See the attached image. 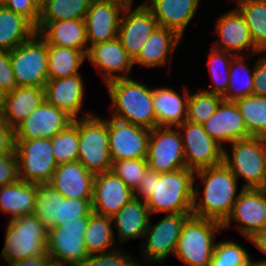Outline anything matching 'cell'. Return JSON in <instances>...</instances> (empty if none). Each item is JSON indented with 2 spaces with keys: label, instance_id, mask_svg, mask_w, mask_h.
Masks as SVG:
<instances>
[{
  "label": "cell",
  "instance_id": "obj_39",
  "mask_svg": "<svg viewBox=\"0 0 266 266\" xmlns=\"http://www.w3.org/2000/svg\"><path fill=\"white\" fill-rule=\"evenodd\" d=\"M92 0H47L40 9L38 23L85 19Z\"/></svg>",
  "mask_w": 266,
  "mask_h": 266
},
{
  "label": "cell",
  "instance_id": "obj_42",
  "mask_svg": "<svg viewBox=\"0 0 266 266\" xmlns=\"http://www.w3.org/2000/svg\"><path fill=\"white\" fill-rule=\"evenodd\" d=\"M222 100L221 96L203 90L195 94H189L186 120L202 125L213 115Z\"/></svg>",
  "mask_w": 266,
  "mask_h": 266
},
{
  "label": "cell",
  "instance_id": "obj_14",
  "mask_svg": "<svg viewBox=\"0 0 266 266\" xmlns=\"http://www.w3.org/2000/svg\"><path fill=\"white\" fill-rule=\"evenodd\" d=\"M150 131L114 117L108 119V145L112 162L147 159Z\"/></svg>",
  "mask_w": 266,
  "mask_h": 266
},
{
  "label": "cell",
  "instance_id": "obj_46",
  "mask_svg": "<svg viewBox=\"0 0 266 266\" xmlns=\"http://www.w3.org/2000/svg\"><path fill=\"white\" fill-rule=\"evenodd\" d=\"M92 210V199L62 198L60 220L58 226L63 225L65 221H71L81 216H90Z\"/></svg>",
  "mask_w": 266,
  "mask_h": 266
},
{
  "label": "cell",
  "instance_id": "obj_58",
  "mask_svg": "<svg viewBox=\"0 0 266 266\" xmlns=\"http://www.w3.org/2000/svg\"><path fill=\"white\" fill-rule=\"evenodd\" d=\"M119 1L125 2L127 4H132L133 3V0H119Z\"/></svg>",
  "mask_w": 266,
  "mask_h": 266
},
{
  "label": "cell",
  "instance_id": "obj_33",
  "mask_svg": "<svg viewBox=\"0 0 266 266\" xmlns=\"http://www.w3.org/2000/svg\"><path fill=\"white\" fill-rule=\"evenodd\" d=\"M112 218L95 212L89 216L84 241L88 255L99 254L114 249Z\"/></svg>",
  "mask_w": 266,
  "mask_h": 266
},
{
  "label": "cell",
  "instance_id": "obj_26",
  "mask_svg": "<svg viewBox=\"0 0 266 266\" xmlns=\"http://www.w3.org/2000/svg\"><path fill=\"white\" fill-rule=\"evenodd\" d=\"M200 0H145L158 26L175 31L181 38L184 30L193 19Z\"/></svg>",
  "mask_w": 266,
  "mask_h": 266
},
{
  "label": "cell",
  "instance_id": "obj_6",
  "mask_svg": "<svg viewBox=\"0 0 266 266\" xmlns=\"http://www.w3.org/2000/svg\"><path fill=\"white\" fill-rule=\"evenodd\" d=\"M79 135L78 161L94 174L111 170L112 160L109 153L108 119L87 112L77 118Z\"/></svg>",
  "mask_w": 266,
  "mask_h": 266
},
{
  "label": "cell",
  "instance_id": "obj_47",
  "mask_svg": "<svg viewBox=\"0 0 266 266\" xmlns=\"http://www.w3.org/2000/svg\"><path fill=\"white\" fill-rule=\"evenodd\" d=\"M2 5L28 19L35 27L38 24L40 10L32 0H4Z\"/></svg>",
  "mask_w": 266,
  "mask_h": 266
},
{
  "label": "cell",
  "instance_id": "obj_1",
  "mask_svg": "<svg viewBox=\"0 0 266 266\" xmlns=\"http://www.w3.org/2000/svg\"><path fill=\"white\" fill-rule=\"evenodd\" d=\"M195 172L189 168L158 173L147 169L135 198H141L151 213H192Z\"/></svg>",
  "mask_w": 266,
  "mask_h": 266
},
{
  "label": "cell",
  "instance_id": "obj_25",
  "mask_svg": "<svg viewBox=\"0 0 266 266\" xmlns=\"http://www.w3.org/2000/svg\"><path fill=\"white\" fill-rule=\"evenodd\" d=\"M35 29L47 45L73 48L87 54L89 46L84 19L38 23Z\"/></svg>",
  "mask_w": 266,
  "mask_h": 266
},
{
  "label": "cell",
  "instance_id": "obj_16",
  "mask_svg": "<svg viewBox=\"0 0 266 266\" xmlns=\"http://www.w3.org/2000/svg\"><path fill=\"white\" fill-rule=\"evenodd\" d=\"M131 9L132 4H127L122 12L118 39L126 53L134 60L158 23L151 10L143 2L135 9Z\"/></svg>",
  "mask_w": 266,
  "mask_h": 266
},
{
  "label": "cell",
  "instance_id": "obj_51",
  "mask_svg": "<svg viewBox=\"0 0 266 266\" xmlns=\"http://www.w3.org/2000/svg\"><path fill=\"white\" fill-rule=\"evenodd\" d=\"M15 153L14 129L9 127L0 115V156Z\"/></svg>",
  "mask_w": 266,
  "mask_h": 266
},
{
  "label": "cell",
  "instance_id": "obj_52",
  "mask_svg": "<svg viewBox=\"0 0 266 266\" xmlns=\"http://www.w3.org/2000/svg\"><path fill=\"white\" fill-rule=\"evenodd\" d=\"M50 261L48 253H43L34 257H27L11 263L10 266H47Z\"/></svg>",
  "mask_w": 266,
  "mask_h": 266
},
{
  "label": "cell",
  "instance_id": "obj_23",
  "mask_svg": "<svg viewBox=\"0 0 266 266\" xmlns=\"http://www.w3.org/2000/svg\"><path fill=\"white\" fill-rule=\"evenodd\" d=\"M94 177L77 160L59 164L49 184L64 198L92 199Z\"/></svg>",
  "mask_w": 266,
  "mask_h": 266
},
{
  "label": "cell",
  "instance_id": "obj_22",
  "mask_svg": "<svg viewBox=\"0 0 266 266\" xmlns=\"http://www.w3.org/2000/svg\"><path fill=\"white\" fill-rule=\"evenodd\" d=\"M204 130L219 145L250 137L235 102L222 100L216 111L203 124Z\"/></svg>",
  "mask_w": 266,
  "mask_h": 266
},
{
  "label": "cell",
  "instance_id": "obj_2",
  "mask_svg": "<svg viewBox=\"0 0 266 266\" xmlns=\"http://www.w3.org/2000/svg\"><path fill=\"white\" fill-rule=\"evenodd\" d=\"M194 177L200 182L197 187L194 185L192 215L223 223L239 196L236 195L237 177L224 163L198 170ZM201 183L204 184L202 197L198 196Z\"/></svg>",
  "mask_w": 266,
  "mask_h": 266
},
{
  "label": "cell",
  "instance_id": "obj_24",
  "mask_svg": "<svg viewBox=\"0 0 266 266\" xmlns=\"http://www.w3.org/2000/svg\"><path fill=\"white\" fill-rule=\"evenodd\" d=\"M84 89L80 73L64 78L48 79L44 86L45 100L65 111L73 119H77L83 105Z\"/></svg>",
  "mask_w": 266,
  "mask_h": 266
},
{
  "label": "cell",
  "instance_id": "obj_53",
  "mask_svg": "<svg viewBox=\"0 0 266 266\" xmlns=\"http://www.w3.org/2000/svg\"><path fill=\"white\" fill-rule=\"evenodd\" d=\"M250 242H252L257 249L261 250L264 254H266V226L255 233L251 238H248ZM263 260H266L264 258Z\"/></svg>",
  "mask_w": 266,
  "mask_h": 266
},
{
  "label": "cell",
  "instance_id": "obj_19",
  "mask_svg": "<svg viewBox=\"0 0 266 266\" xmlns=\"http://www.w3.org/2000/svg\"><path fill=\"white\" fill-rule=\"evenodd\" d=\"M134 197V191L112 171L95 174L92 195L93 212L112 218Z\"/></svg>",
  "mask_w": 266,
  "mask_h": 266
},
{
  "label": "cell",
  "instance_id": "obj_45",
  "mask_svg": "<svg viewBox=\"0 0 266 266\" xmlns=\"http://www.w3.org/2000/svg\"><path fill=\"white\" fill-rule=\"evenodd\" d=\"M119 250L115 248L109 252L88 255L80 266H140V262L136 263L131 255H126L125 251L123 253L121 248Z\"/></svg>",
  "mask_w": 266,
  "mask_h": 266
},
{
  "label": "cell",
  "instance_id": "obj_18",
  "mask_svg": "<svg viewBox=\"0 0 266 266\" xmlns=\"http://www.w3.org/2000/svg\"><path fill=\"white\" fill-rule=\"evenodd\" d=\"M73 122L65 111L46 100L14 128L15 139H51Z\"/></svg>",
  "mask_w": 266,
  "mask_h": 266
},
{
  "label": "cell",
  "instance_id": "obj_17",
  "mask_svg": "<svg viewBox=\"0 0 266 266\" xmlns=\"http://www.w3.org/2000/svg\"><path fill=\"white\" fill-rule=\"evenodd\" d=\"M126 6L127 3L119 0L91 1L84 19L88 46L118 37L121 15Z\"/></svg>",
  "mask_w": 266,
  "mask_h": 266
},
{
  "label": "cell",
  "instance_id": "obj_54",
  "mask_svg": "<svg viewBox=\"0 0 266 266\" xmlns=\"http://www.w3.org/2000/svg\"><path fill=\"white\" fill-rule=\"evenodd\" d=\"M6 92L0 88V115H2L5 106Z\"/></svg>",
  "mask_w": 266,
  "mask_h": 266
},
{
  "label": "cell",
  "instance_id": "obj_9",
  "mask_svg": "<svg viewBox=\"0 0 266 266\" xmlns=\"http://www.w3.org/2000/svg\"><path fill=\"white\" fill-rule=\"evenodd\" d=\"M19 179L30 183H49L58 166L51 139H15Z\"/></svg>",
  "mask_w": 266,
  "mask_h": 266
},
{
  "label": "cell",
  "instance_id": "obj_36",
  "mask_svg": "<svg viewBox=\"0 0 266 266\" xmlns=\"http://www.w3.org/2000/svg\"><path fill=\"white\" fill-rule=\"evenodd\" d=\"M235 104L250 136L266 138V96L242 97Z\"/></svg>",
  "mask_w": 266,
  "mask_h": 266
},
{
  "label": "cell",
  "instance_id": "obj_30",
  "mask_svg": "<svg viewBox=\"0 0 266 266\" xmlns=\"http://www.w3.org/2000/svg\"><path fill=\"white\" fill-rule=\"evenodd\" d=\"M180 41L181 37L175 31L157 26L133 60V64L145 67L162 66L166 64L167 57L173 59V53Z\"/></svg>",
  "mask_w": 266,
  "mask_h": 266
},
{
  "label": "cell",
  "instance_id": "obj_8",
  "mask_svg": "<svg viewBox=\"0 0 266 266\" xmlns=\"http://www.w3.org/2000/svg\"><path fill=\"white\" fill-rule=\"evenodd\" d=\"M9 54L17 86L44 88L48 81V45L37 33Z\"/></svg>",
  "mask_w": 266,
  "mask_h": 266
},
{
  "label": "cell",
  "instance_id": "obj_12",
  "mask_svg": "<svg viewBox=\"0 0 266 266\" xmlns=\"http://www.w3.org/2000/svg\"><path fill=\"white\" fill-rule=\"evenodd\" d=\"M148 168L158 173L186 168L182 136L177 127L157 126L150 131Z\"/></svg>",
  "mask_w": 266,
  "mask_h": 266
},
{
  "label": "cell",
  "instance_id": "obj_57",
  "mask_svg": "<svg viewBox=\"0 0 266 266\" xmlns=\"http://www.w3.org/2000/svg\"><path fill=\"white\" fill-rule=\"evenodd\" d=\"M47 266H71L68 264H63V263H59V262H55V261H49V263L47 264Z\"/></svg>",
  "mask_w": 266,
  "mask_h": 266
},
{
  "label": "cell",
  "instance_id": "obj_4",
  "mask_svg": "<svg viewBox=\"0 0 266 266\" xmlns=\"http://www.w3.org/2000/svg\"><path fill=\"white\" fill-rule=\"evenodd\" d=\"M49 229L34 215L9 219L1 256L6 263L47 253Z\"/></svg>",
  "mask_w": 266,
  "mask_h": 266
},
{
  "label": "cell",
  "instance_id": "obj_3",
  "mask_svg": "<svg viewBox=\"0 0 266 266\" xmlns=\"http://www.w3.org/2000/svg\"><path fill=\"white\" fill-rule=\"evenodd\" d=\"M114 118L152 130L156 127L152 89L132 78L106 83Z\"/></svg>",
  "mask_w": 266,
  "mask_h": 266
},
{
  "label": "cell",
  "instance_id": "obj_34",
  "mask_svg": "<svg viewBox=\"0 0 266 266\" xmlns=\"http://www.w3.org/2000/svg\"><path fill=\"white\" fill-rule=\"evenodd\" d=\"M86 59L81 50L48 45V79H58L79 74Z\"/></svg>",
  "mask_w": 266,
  "mask_h": 266
},
{
  "label": "cell",
  "instance_id": "obj_48",
  "mask_svg": "<svg viewBox=\"0 0 266 266\" xmlns=\"http://www.w3.org/2000/svg\"><path fill=\"white\" fill-rule=\"evenodd\" d=\"M19 180L18 161L16 154L0 156V187Z\"/></svg>",
  "mask_w": 266,
  "mask_h": 266
},
{
  "label": "cell",
  "instance_id": "obj_56",
  "mask_svg": "<svg viewBox=\"0 0 266 266\" xmlns=\"http://www.w3.org/2000/svg\"><path fill=\"white\" fill-rule=\"evenodd\" d=\"M252 266H266V260L253 261Z\"/></svg>",
  "mask_w": 266,
  "mask_h": 266
},
{
  "label": "cell",
  "instance_id": "obj_37",
  "mask_svg": "<svg viewBox=\"0 0 266 266\" xmlns=\"http://www.w3.org/2000/svg\"><path fill=\"white\" fill-rule=\"evenodd\" d=\"M237 4L235 8L244 18L254 44L266 50V0H246Z\"/></svg>",
  "mask_w": 266,
  "mask_h": 266
},
{
  "label": "cell",
  "instance_id": "obj_7",
  "mask_svg": "<svg viewBox=\"0 0 266 266\" xmlns=\"http://www.w3.org/2000/svg\"><path fill=\"white\" fill-rule=\"evenodd\" d=\"M224 148L223 163L246 182L243 188L266 187V138L250 136L231 143L232 156ZM230 156V157H229Z\"/></svg>",
  "mask_w": 266,
  "mask_h": 266
},
{
  "label": "cell",
  "instance_id": "obj_29",
  "mask_svg": "<svg viewBox=\"0 0 266 266\" xmlns=\"http://www.w3.org/2000/svg\"><path fill=\"white\" fill-rule=\"evenodd\" d=\"M151 215L146 202L140 198L134 197L126 203L112 217L114 227H117L119 244L144 237Z\"/></svg>",
  "mask_w": 266,
  "mask_h": 266
},
{
  "label": "cell",
  "instance_id": "obj_32",
  "mask_svg": "<svg viewBox=\"0 0 266 266\" xmlns=\"http://www.w3.org/2000/svg\"><path fill=\"white\" fill-rule=\"evenodd\" d=\"M35 33V26L28 19L0 4V50L10 52Z\"/></svg>",
  "mask_w": 266,
  "mask_h": 266
},
{
  "label": "cell",
  "instance_id": "obj_40",
  "mask_svg": "<svg viewBox=\"0 0 266 266\" xmlns=\"http://www.w3.org/2000/svg\"><path fill=\"white\" fill-rule=\"evenodd\" d=\"M57 165L78 160L79 135L77 119L51 138Z\"/></svg>",
  "mask_w": 266,
  "mask_h": 266
},
{
  "label": "cell",
  "instance_id": "obj_50",
  "mask_svg": "<svg viewBox=\"0 0 266 266\" xmlns=\"http://www.w3.org/2000/svg\"><path fill=\"white\" fill-rule=\"evenodd\" d=\"M266 50H260L262 56L258 58L254 66V88L253 95L256 96H266ZM264 55H263V54Z\"/></svg>",
  "mask_w": 266,
  "mask_h": 266
},
{
  "label": "cell",
  "instance_id": "obj_41",
  "mask_svg": "<svg viewBox=\"0 0 266 266\" xmlns=\"http://www.w3.org/2000/svg\"><path fill=\"white\" fill-rule=\"evenodd\" d=\"M211 50V54L208 56V67L213 85L210 90L208 89L203 91L222 97L228 88L230 65L235 55L215 48H212Z\"/></svg>",
  "mask_w": 266,
  "mask_h": 266
},
{
  "label": "cell",
  "instance_id": "obj_13",
  "mask_svg": "<svg viewBox=\"0 0 266 266\" xmlns=\"http://www.w3.org/2000/svg\"><path fill=\"white\" fill-rule=\"evenodd\" d=\"M190 215L192 213H168L154 226L150 225L149 220L144 236L147 239L141 244L144 263H161L164 262L169 253H175L182 226Z\"/></svg>",
  "mask_w": 266,
  "mask_h": 266
},
{
  "label": "cell",
  "instance_id": "obj_28",
  "mask_svg": "<svg viewBox=\"0 0 266 266\" xmlns=\"http://www.w3.org/2000/svg\"><path fill=\"white\" fill-rule=\"evenodd\" d=\"M45 100L44 88L17 86L6 93L3 119L13 129L33 113Z\"/></svg>",
  "mask_w": 266,
  "mask_h": 266
},
{
  "label": "cell",
  "instance_id": "obj_11",
  "mask_svg": "<svg viewBox=\"0 0 266 266\" xmlns=\"http://www.w3.org/2000/svg\"><path fill=\"white\" fill-rule=\"evenodd\" d=\"M182 136L186 168L194 172L223 163L224 148L204 130L188 120L177 126Z\"/></svg>",
  "mask_w": 266,
  "mask_h": 266
},
{
  "label": "cell",
  "instance_id": "obj_27",
  "mask_svg": "<svg viewBox=\"0 0 266 266\" xmlns=\"http://www.w3.org/2000/svg\"><path fill=\"white\" fill-rule=\"evenodd\" d=\"M183 92L184 98L177 91L169 87L152 89L156 127H177L186 121L187 102L190 91L185 87Z\"/></svg>",
  "mask_w": 266,
  "mask_h": 266
},
{
  "label": "cell",
  "instance_id": "obj_43",
  "mask_svg": "<svg viewBox=\"0 0 266 266\" xmlns=\"http://www.w3.org/2000/svg\"><path fill=\"white\" fill-rule=\"evenodd\" d=\"M247 250L242 245L231 241H221L215 244L210 266H252Z\"/></svg>",
  "mask_w": 266,
  "mask_h": 266
},
{
  "label": "cell",
  "instance_id": "obj_15",
  "mask_svg": "<svg viewBox=\"0 0 266 266\" xmlns=\"http://www.w3.org/2000/svg\"><path fill=\"white\" fill-rule=\"evenodd\" d=\"M231 220L244 237L251 238L266 226V190L265 188H243L233 205L232 211L222 223L223 229L231 227Z\"/></svg>",
  "mask_w": 266,
  "mask_h": 266
},
{
  "label": "cell",
  "instance_id": "obj_20",
  "mask_svg": "<svg viewBox=\"0 0 266 266\" xmlns=\"http://www.w3.org/2000/svg\"><path fill=\"white\" fill-rule=\"evenodd\" d=\"M86 59L95 65L105 84L115 79L130 78L128 75L134 65L118 37L91 45ZM114 72H123V75Z\"/></svg>",
  "mask_w": 266,
  "mask_h": 266
},
{
  "label": "cell",
  "instance_id": "obj_55",
  "mask_svg": "<svg viewBox=\"0 0 266 266\" xmlns=\"http://www.w3.org/2000/svg\"><path fill=\"white\" fill-rule=\"evenodd\" d=\"M33 3L36 5V7L40 10L45 3L47 2V0H32Z\"/></svg>",
  "mask_w": 266,
  "mask_h": 266
},
{
  "label": "cell",
  "instance_id": "obj_5",
  "mask_svg": "<svg viewBox=\"0 0 266 266\" xmlns=\"http://www.w3.org/2000/svg\"><path fill=\"white\" fill-rule=\"evenodd\" d=\"M221 229L219 221L190 215L182 226L174 254L187 266H210L215 235Z\"/></svg>",
  "mask_w": 266,
  "mask_h": 266
},
{
  "label": "cell",
  "instance_id": "obj_49",
  "mask_svg": "<svg viewBox=\"0 0 266 266\" xmlns=\"http://www.w3.org/2000/svg\"><path fill=\"white\" fill-rule=\"evenodd\" d=\"M17 87L16 79L12 70L10 54L0 50V88L8 93Z\"/></svg>",
  "mask_w": 266,
  "mask_h": 266
},
{
  "label": "cell",
  "instance_id": "obj_38",
  "mask_svg": "<svg viewBox=\"0 0 266 266\" xmlns=\"http://www.w3.org/2000/svg\"><path fill=\"white\" fill-rule=\"evenodd\" d=\"M245 59L244 55L233 57L229 70V84L226 93L222 96L223 100L235 102L242 97L253 95L254 67L253 70H250ZM241 70H244L243 74ZM244 72L248 76L244 75Z\"/></svg>",
  "mask_w": 266,
  "mask_h": 266
},
{
  "label": "cell",
  "instance_id": "obj_35",
  "mask_svg": "<svg viewBox=\"0 0 266 266\" xmlns=\"http://www.w3.org/2000/svg\"><path fill=\"white\" fill-rule=\"evenodd\" d=\"M63 196L49 183L36 184L33 214L49 229L58 226Z\"/></svg>",
  "mask_w": 266,
  "mask_h": 266
},
{
  "label": "cell",
  "instance_id": "obj_21",
  "mask_svg": "<svg viewBox=\"0 0 266 266\" xmlns=\"http://www.w3.org/2000/svg\"><path fill=\"white\" fill-rule=\"evenodd\" d=\"M215 30L220 41H216L212 48L232 53L235 56L243 55L239 52L244 49H250L253 54H258L260 51L253 42L244 18L236 8L219 17Z\"/></svg>",
  "mask_w": 266,
  "mask_h": 266
},
{
  "label": "cell",
  "instance_id": "obj_44",
  "mask_svg": "<svg viewBox=\"0 0 266 266\" xmlns=\"http://www.w3.org/2000/svg\"><path fill=\"white\" fill-rule=\"evenodd\" d=\"M147 169V159H127L113 161L110 171L122 179L134 191L139 186Z\"/></svg>",
  "mask_w": 266,
  "mask_h": 266
},
{
  "label": "cell",
  "instance_id": "obj_31",
  "mask_svg": "<svg viewBox=\"0 0 266 266\" xmlns=\"http://www.w3.org/2000/svg\"><path fill=\"white\" fill-rule=\"evenodd\" d=\"M36 202V183L18 180L0 187V210L15 219L22 215L33 214Z\"/></svg>",
  "mask_w": 266,
  "mask_h": 266
},
{
  "label": "cell",
  "instance_id": "obj_10",
  "mask_svg": "<svg viewBox=\"0 0 266 266\" xmlns=\"http://www.w3.org/2000/svg\"><path fill=\"white\" fill-rule=\"evenodd\" d=\"M89 216H81L63 225L49 228L47 253L51 261L80 266L88 257L84 241Z\"/></svg>",
  "mask_w": 266,
  "mask_h": 266
}]
</instances>
